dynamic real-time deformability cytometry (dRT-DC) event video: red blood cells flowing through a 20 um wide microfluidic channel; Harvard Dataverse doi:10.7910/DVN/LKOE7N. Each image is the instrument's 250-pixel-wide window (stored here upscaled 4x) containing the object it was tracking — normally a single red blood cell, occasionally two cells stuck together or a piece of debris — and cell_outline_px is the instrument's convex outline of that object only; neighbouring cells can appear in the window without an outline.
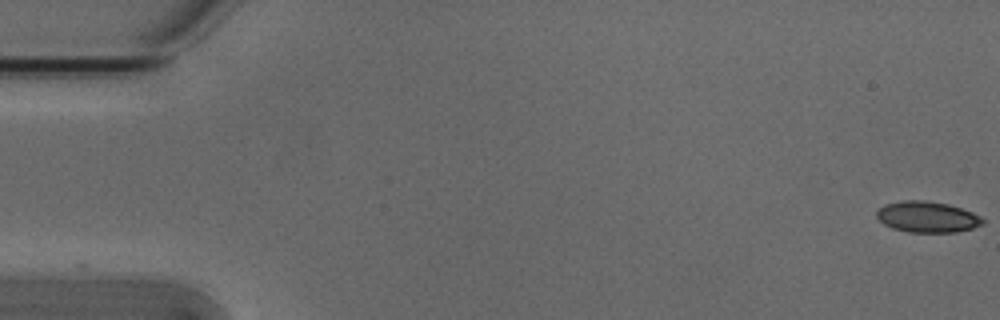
{"species": "Egyptian fruit bat (a non-hibernating species)", "species_latin": "Rousettus aegyptiacus", "temperature_condition": "cold", "stored_images_in_passage": 54, "camera_frame_rate_fps": 3000, "um_per_image_px": 0.085, "animal": {"sex": "male"}, "frame": {"image": 1, "passage_image": 1, "time_ms": 0.0, "image_size_px": [1000, 320], "cell_outline_px": [[984, 224], [972, 228], [956, 232], [908, 232], [892, 228], [884, 224], [876, 216], [876, 212], [884, 204], [904, 200], [924, 200], [948, 204], [972, 212], [980, 216], [984, 220]], "centroid_in_image_um": [78.81, 18.44], "position_along_channel_um": 6.2, "area_um2": 19.13}}
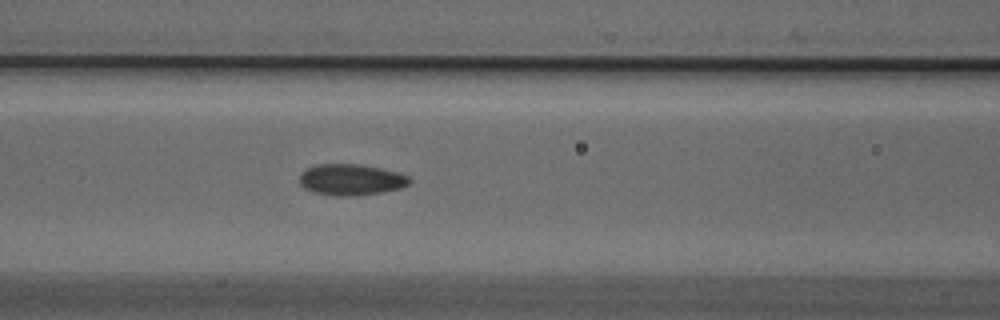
{"frame": {"image": 2, "passage_image": 23, "time_ms": 7.333, "image_size_px": [1000, 320], "cell_outline_px": [[412, 180], [408, 184], [400, 188], [380, 192], [352, 196], [336, 196], [312, 192], [304, 188], [300, 184], [300, 172], [316, 164], [360, 164], [380, 168], [396, 172], [408, 176]], "centroid_in_image_um": [29.8, 15.27], "position_along_channel_um": 136.8, "area_um2": 19.94}}
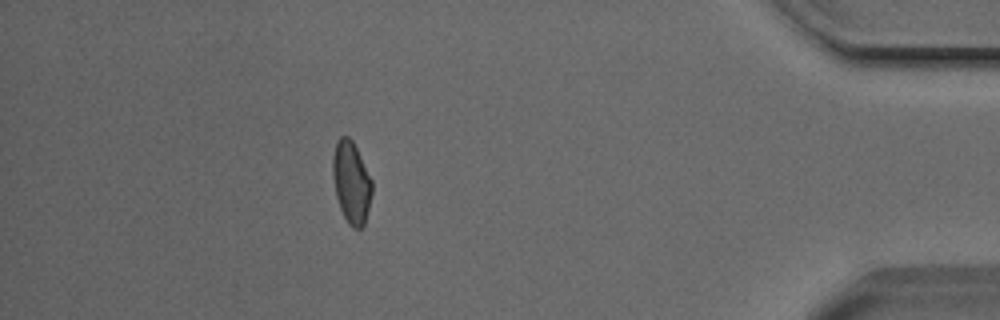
{"frame": {"image": 3, "passage_image": 48, "time_ms": 15.667, "image_size_px": [1000, 320], "cell_outline_px": [[372, 192], [364, 228], [352, 228], [348, 224], [340, 208], [336, 196], [332, 176], [332, 156], [336, 140], [340, 136], [348, 136], [352, 140], [372, 180]], "centroid_in_image_um": [29.85, 15.5], "position_along_channel_um": 405.4, "area_um2": 18.9}, "authors_computed_cell_mechanics": {"area_um2": 19.2185, "velocity_mm_per_s": 3.8405, "shape_relaxation_time_tau1_ms": 3.7514, "shape_relaxation_time_tau2_ms": 1.5696, "deformation_change_tau1": 0.1031, "deformation_change_tau2": 0.0427}}